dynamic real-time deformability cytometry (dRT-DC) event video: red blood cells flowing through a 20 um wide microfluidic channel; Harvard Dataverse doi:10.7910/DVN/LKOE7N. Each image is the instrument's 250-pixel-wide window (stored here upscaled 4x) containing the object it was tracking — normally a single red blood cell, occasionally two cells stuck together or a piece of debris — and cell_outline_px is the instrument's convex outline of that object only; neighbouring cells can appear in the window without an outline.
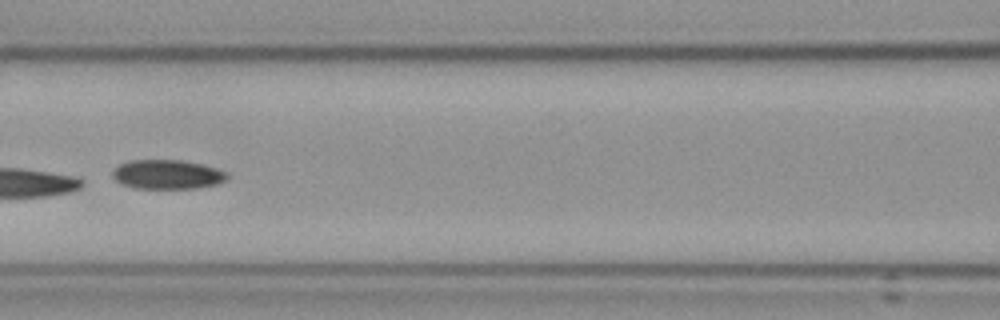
{"species": "Egyptian fruit bat (a non-hibernating species)", "species_latin": "Rousettus aegyptiacus", "temperature_condition": "cold", "stored_images_in_passage": 7, "camera_frame_rate_fps": 3000, "um_per_image_px": 0.085, "frame": {"image": 1, "passage_image": 3, "time_ms": 2.333, "image_size_px": [1000, 320], "cell_outline_px": [[228, 176], [224, 180], [216, 184], [196, 188], [132, 188], [120, 184], [112, 176], [112, 172], [120, 164], [132, 160], [180, 160], [200, 164], [216, 168], [228, 172]], "centroid_in_image_um": [14.2, 14.83], "position_along_channel_um": 152.4, "area_um2": 19.42}}
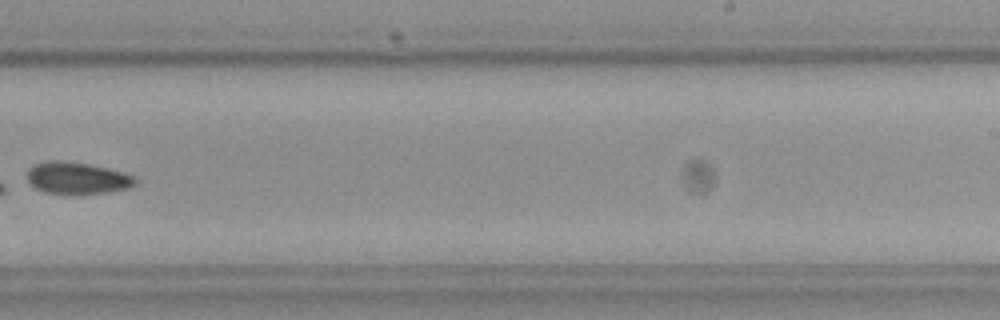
{"frame": {"image": 2, "passage_image": 6, "time_ms": 6.0, "image_size_px": [1000, 320], "cell_outline_px": [[136, 184], [128, 188], [108, 192], [80, 196], [44, 192], [36, 188], [28, 180], [28, 168], [32, 164], [48, 160], [60, 160], [88, 164], [108, 168], [132, 176], [136, 180]], "centroid_in_image_um": [6.52, 15.16], "position_along_channel_um": 282.5, "area_um2": 20.4}}